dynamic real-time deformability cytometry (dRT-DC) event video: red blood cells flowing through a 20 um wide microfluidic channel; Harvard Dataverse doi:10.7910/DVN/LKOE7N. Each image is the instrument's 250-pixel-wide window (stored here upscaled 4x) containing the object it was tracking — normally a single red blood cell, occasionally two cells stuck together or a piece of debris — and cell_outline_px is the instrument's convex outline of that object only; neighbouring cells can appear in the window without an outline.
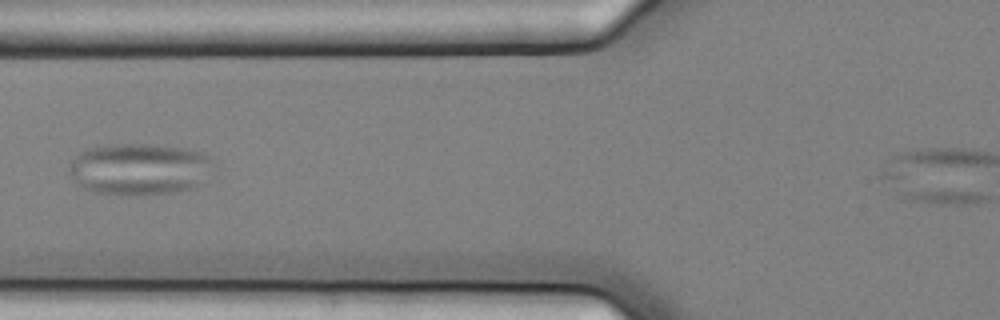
{"species": "common noctule bat (a hibernating species)", "species_latin": "Nyctalus noctula", "temperature_condition": "cold", "stored_images_in_passage": 3, "camera_frame_rate_fps": 3000, "um_per_image_px": 0.085, "animal": {"sex": "female", "body_mass_g": 25.1}, "frame": {"image": 1, "passage_image": 3, "time_ms": 0.667, "image_size_px": [1000, 320], "cell_outline_px": [[208, 164], [196, 188], [176, 192], [140, 196], [128, 196], [96, 192], [84, 188], [76, 184], [68, 172], [68, 168], [72, 160], [80, 152], [88, 148], [108, 144], [148, 144], [184, 148], [200, 152], [208, 156]], "centroid_in_image_um": [11.72, 14.39], "position_along_channel_um": 114.1, "area_um2": 43.18}}